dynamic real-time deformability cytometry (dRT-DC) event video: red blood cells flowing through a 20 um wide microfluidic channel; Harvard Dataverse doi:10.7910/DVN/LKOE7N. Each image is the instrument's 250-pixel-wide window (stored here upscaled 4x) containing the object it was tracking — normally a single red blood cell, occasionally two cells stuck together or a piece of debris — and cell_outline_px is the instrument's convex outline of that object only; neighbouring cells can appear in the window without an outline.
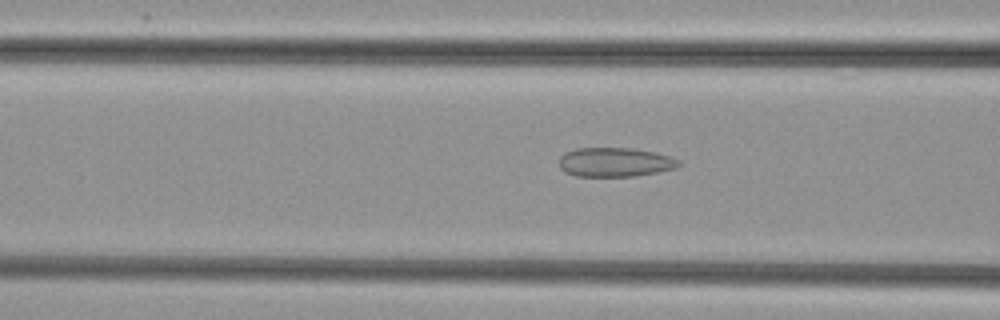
{"species": "common noctule bat (a hibernating species)", "species_latin": "Nyctalus noctula", "temperature_condition": "cold", "stored_images_in_passage": 45, "camera_frame_rate_fps": 3000, "um_per_image_px": 0.085, "animal": {"sex": "female", "body_mass_g": 29.2, "forearm_length_mm": 56.3}, "frame": {"image": 1, "passage_image": 14, "time_ms": 4.333, "image_size_px": [1000, 320], "cell_outline_px": [[680, 164], [676, 168], [636, 176], [576, 176], [564, 172], [560, 168], [560, 156], [564, 152], [576, 148], [632, 148], [656, 152], [672, 156], [680, 160]], "centroid_in_image_um": [52.28, 13.78], "position_along_channel_um": 114.3, "area_um2": 20.52}}
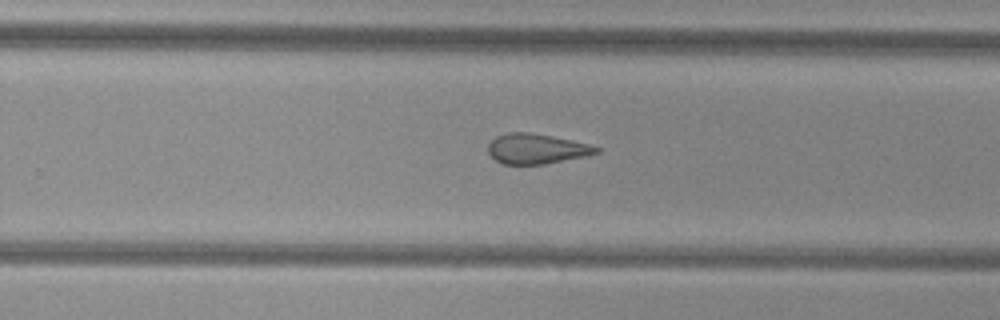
{"frame": {"image": 2, "passage_image": 27, "time_ms": 8.667, "image_size_px": [1000, 320], "cell_outline_px": [[600, 152], [588, 156], [544, 164], [500, 164], [488, 152], [488, 144], [496, 136], [508, 132], [528, 132], [552, 136], [588, 144], [600, 148]], "centroid_in_image_um": [45.6, 12.65], "position_along_channel_um": 284.2, "area_um2": 18.96}}
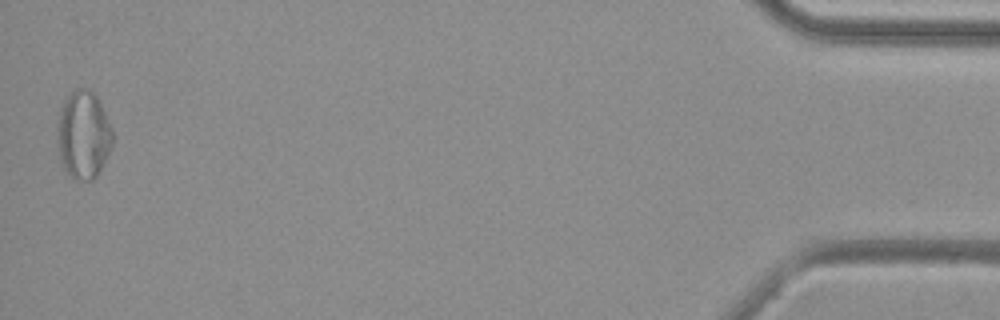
{"frame": {"image": 3, "passage_image": 45, "time_ms": 14.667, "image_size_px": [1000, 320], "cell_outline_px": [[112, 144], [96, 176], [92, 180], [76, 180], [60, 164], [56, 140], [56, 120], [60, 108], [64, 100], [76, 88], [84, 88], [92, 92], [96, 96], [112, 128]], "centroid_in_image_um": [7.03, 11.46], "position_along_channel_um": 428.2, "area_um2": 28.32}}